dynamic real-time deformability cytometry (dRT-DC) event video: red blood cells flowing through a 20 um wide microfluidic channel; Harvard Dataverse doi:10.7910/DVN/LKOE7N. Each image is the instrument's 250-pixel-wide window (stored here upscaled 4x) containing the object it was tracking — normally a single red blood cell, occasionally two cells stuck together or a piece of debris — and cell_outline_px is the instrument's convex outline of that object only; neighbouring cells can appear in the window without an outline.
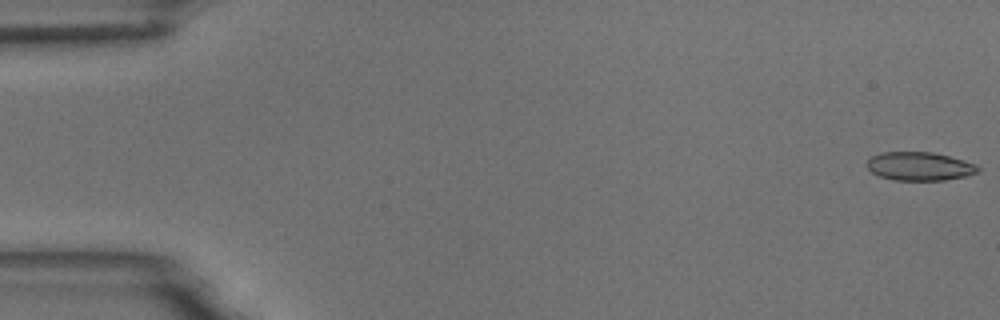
{"species": "common noctule bat (a hibernating species)", "species_latin": "Nyctalus noctula", "temperature_condition": "room temperature", "stored_images_in_passage": 6, "camera_frame_rate_fps": 3000, "um_per_image_px": 0.085, "animal": {"sex": "male", "body_mass_g": 18.8}, "frame": {"image": 1, "passage_image": 1, "time_ms": 0.0, "image_size_px": [1000, 320], "cell_outline_px": [[980, 168], [976, 172], [968, 176], [944, 180], [892, 180], [880, 176], [872, 172], [864, 164], [872, 156], [884, 152], [932, 152], [964, 160], [976, 164]], "centroid_in_image_um": [78.15, 14.14], "position_along_channel_um": 6.8, "area_um2": 18.44}}